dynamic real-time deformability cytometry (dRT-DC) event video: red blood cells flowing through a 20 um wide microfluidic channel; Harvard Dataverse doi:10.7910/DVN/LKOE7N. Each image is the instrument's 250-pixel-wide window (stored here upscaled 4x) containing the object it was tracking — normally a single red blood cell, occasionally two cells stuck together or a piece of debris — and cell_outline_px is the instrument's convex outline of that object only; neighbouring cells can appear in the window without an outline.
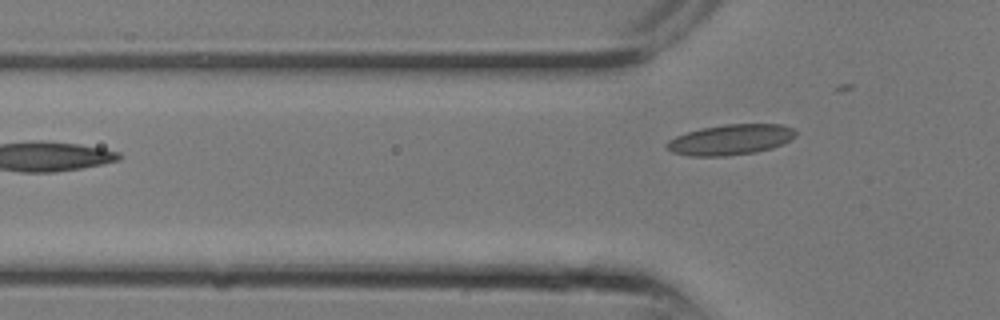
{"species": "common noctule bat (a hibernating species)", "species_latin": "Nyctalus noctula", "temperature_condition": "room temperature", "stored_images_in_passage": 8, "camera_frame_rate_fps": 3000, "um_per_image_px": 0.085, "animal": {"sex": "male", "body_mass_g": 13.3}, "frame": {"image": 1, "passage_image": 8, "time_ms": 2.333, "image_size_px": [1000, 320], "cell_outline_px": [[796, 136], [772, 148], [756, 152], [728, 156], [688, 156], [672, 152], [664, 144], [668, 140], [676, 136], [700, 128], [724, 124], [780, 124], [792, 128], [796, 132]], "centroid_in_image_um": [62.06, 11.87], "position_along_channel_um": 63.7, "area_um2": 22.89}}